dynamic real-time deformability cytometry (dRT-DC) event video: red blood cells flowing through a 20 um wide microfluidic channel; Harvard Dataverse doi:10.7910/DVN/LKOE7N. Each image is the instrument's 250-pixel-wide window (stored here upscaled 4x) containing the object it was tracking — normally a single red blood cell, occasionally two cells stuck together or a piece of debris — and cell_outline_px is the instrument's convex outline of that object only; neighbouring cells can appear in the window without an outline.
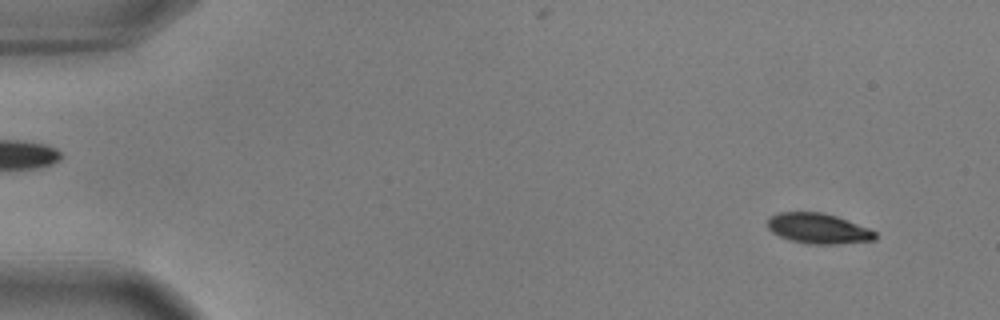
{"species": "common noctule bat (a hibernating species)", "species_latin": "Nyctalus noctula", "temperature_condition": "warm", "stored_images_in_passage": 11, "camera_frame_rate_fps": 3000, "um_per_image_px": 0.085, "animal": {"sex": "male", "body_mass_g": 17.9, "forearm_length_mm": 54.2}, "frame": {"image": 1, "passage_image": 4, "time_ms": 1.0, "image_size_px": [1000, 320], "cell_outline_px": [[876, 240], [836, 244], [808, 244], [788, 240], [772, 232], [768, 228], [768, 216], [780, 212], [824, 212], [836, 216], [868, 228], [876, 232]], "centroid_in_image_um": [69.53, 19.42], "position_along_channel_um": 15.5, "area_um2": 19.07}}